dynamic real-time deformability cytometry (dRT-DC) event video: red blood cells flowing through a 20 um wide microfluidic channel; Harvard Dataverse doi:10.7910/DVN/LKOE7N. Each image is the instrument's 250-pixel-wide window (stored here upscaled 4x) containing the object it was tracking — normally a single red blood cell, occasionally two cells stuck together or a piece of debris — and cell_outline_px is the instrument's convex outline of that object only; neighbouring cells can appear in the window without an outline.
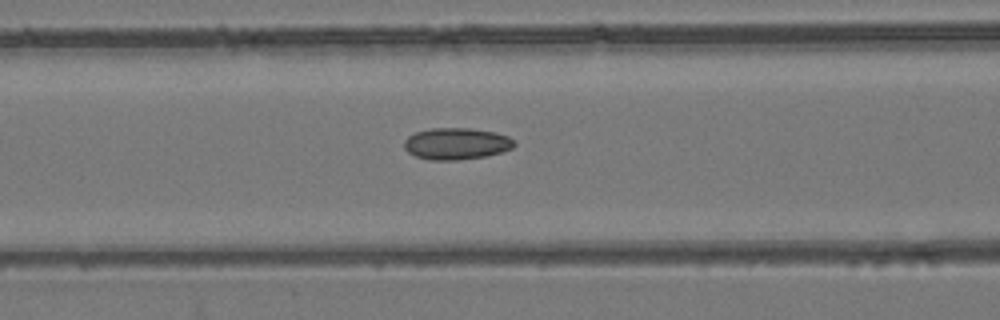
{"species": "common noctule bat (a hibernating species)", "species_latin": "Nyctalus noctula", "temperature_condition": "room temperature", "stored_images_in_passage": 13, "camera_frame_rate_fps": 3000, "um_per_image_px": 0.085, "animal": {"sex": "female", "body_mass_g": 24.6, "forearm_length_mm": 56.2}, "frame": {"image": 1, "passage_image": 8, "time_ms": 2.333, "image_size_px": [1000, 320], "cell_outline_px": [[516, 144], [512, 148], [504, 152], [484, 156], [456, 160], [432, 160], [416, 156], [408, 152], [404, 148], [404, 140], [408, 136], [416, 132], [432, 128], [468, 128], [496, 132], [508, 136]], "centroid_in_image_um": [38.8, 12.21], "position_along_channel_um": 127.8, "area_um2": 20.29}}
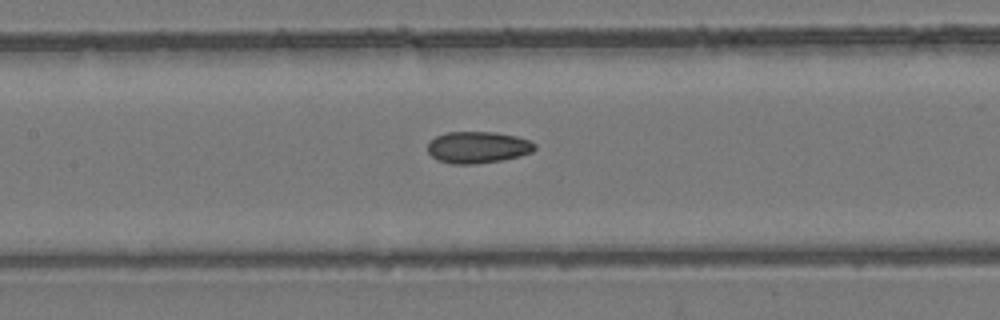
{"frame": {"image": 2, "passage_image": 11, "time_ms": 3.333, "image_size_px": [1000, 320], "cell_outline_px": [[536, 148], [532, 152], [520, 156], [500, 160], [476, 164], [452, 164], [436, 160], [428, 152], [428, 144], [436, 136], [448, 132], [496, 132], [516, 136], [528, 140], [536, 144]], "centroid_in_image_um": [40.61, 12.52], "position_along_channel_um": 166.8, "area_um2": 19.77}}